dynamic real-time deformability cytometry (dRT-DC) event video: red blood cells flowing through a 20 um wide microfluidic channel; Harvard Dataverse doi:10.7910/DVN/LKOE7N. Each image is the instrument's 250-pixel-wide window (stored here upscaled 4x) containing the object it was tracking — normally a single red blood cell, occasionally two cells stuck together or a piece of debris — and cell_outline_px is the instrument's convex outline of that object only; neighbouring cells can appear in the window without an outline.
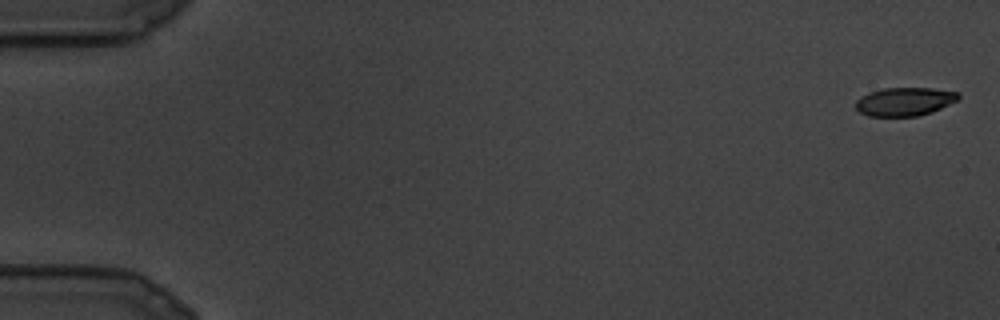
{"species": "common noctule bat (a hibernating species)", "species_latin": "Nyctalus noctula", "temperature_condition": "cold", "stored_images_in_passage": 12, "camera_frame_rate_fps": 3000, "um_per_image_px": 0.085, "animal": {"sex": "male", "body_mass_g": 19.5, "forearm_length_mm": 54.6}, "frame": {"image": 1, "passage_image": 1, "time_ms": 0.0, "image_size_px": [1000, 320], "cell_outline_px": [[960, 100], [932, 112], [916, 116], [868, 116], [860, 112], [856, 108], [856, 100], [860, 96], [868, 92], [884, 88], [932, 88], [960, 92]], "centroid_in_image_um": [76.92, 8.63], "position_along_channel_um": 8.1, "area_um2": 17.22}}
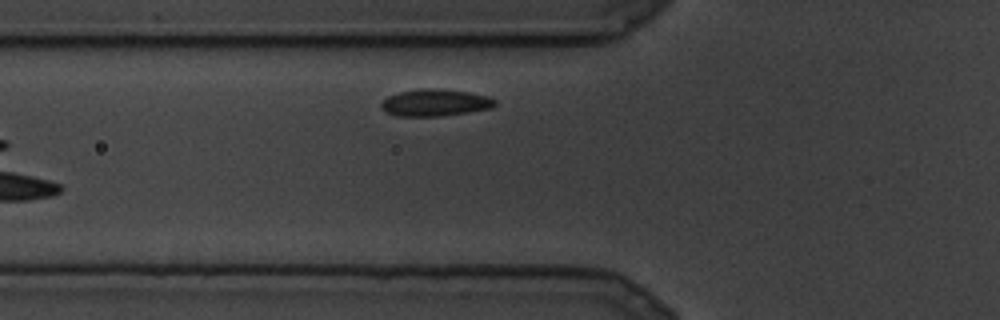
{"frame": {"image": 2, "passage_image": 12, "time_ms": 3.667, "image_size_px": [1000, 320], "cell_outline_px": [[496, 104], [488, 108], [468, 112], [440, 116], [400, 116], [388, 112], [380, 108], [380, 104], [388, 96], [400, 92], [424, 88], [428, 88], [468, 92], [488, 96], [496, 100]], "centroid_in_image_um": [36.97, 8.73], "position_along_channel_um": 88.8, "area_um2": 17.51}}